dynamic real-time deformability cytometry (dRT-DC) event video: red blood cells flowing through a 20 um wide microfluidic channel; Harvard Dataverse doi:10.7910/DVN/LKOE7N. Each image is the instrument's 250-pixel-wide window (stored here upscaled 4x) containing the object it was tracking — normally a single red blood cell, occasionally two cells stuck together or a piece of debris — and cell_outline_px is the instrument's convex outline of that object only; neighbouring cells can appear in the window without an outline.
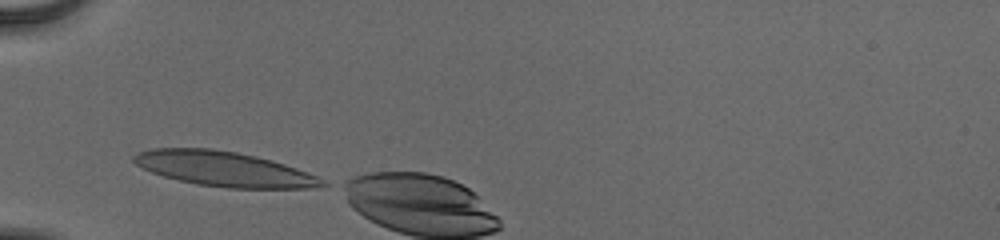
{"species": "human", "species_latin": "Homo sapiens", "temperature_condition": "cold", "stored_images_in_passage": 3, "camera_frame_rate_fps": 3000, "um_per_image_px": 0.085, "donor": {"sex": "male"}, "frame": {"image": 1, "passage_image": 1, "time_ms": 0.0, "image_size_px": [1000, 240], "cell_outline_px": [[328, 184], [312, 188], [228, 188], [196, 184], [164, 176], [152, 172], [136, 164], [132, 160], [132, 156], [140, 152], [152, 148], [212, 148], [236, 152], [256, 156], [272, 160], [308, 172], [324, 180]], "centroid_in_image_um": [19.05, 14.36], "position_along_channel_um": 66.0, "area_um2": 38.03}}